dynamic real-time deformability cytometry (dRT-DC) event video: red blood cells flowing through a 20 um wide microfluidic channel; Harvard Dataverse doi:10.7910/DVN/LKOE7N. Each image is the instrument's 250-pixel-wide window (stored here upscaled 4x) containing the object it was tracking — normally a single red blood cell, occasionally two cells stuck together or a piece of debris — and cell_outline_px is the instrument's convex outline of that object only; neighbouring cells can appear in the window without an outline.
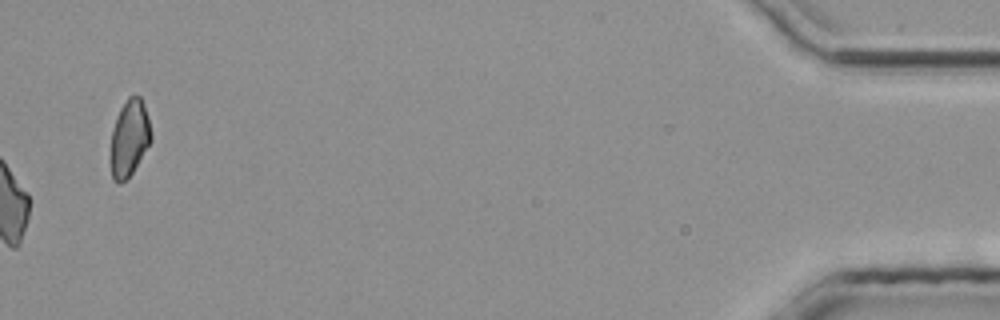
{"species": "common noctule bat (a hibernating species)", "species_latin": "Nyctalus noctula", "temperature_condition": "room temperature", "stored_images_in_passage": 27, "camera_frame_rate_fps": 3000, "um_per_image_px": 0.085, "animal": {"sex": "male", "body_mass_g": 20.4}, "frame": {"image": 1, "passage_image": 27, "time_ms": 8.667, "image_size_px": [1000, 320], "cell_outline_px": [[152, 140], [132, 172], [120, 184], [116, 184], [112, 180], [112, 128], [116, 116], [120, 108], [128, 96], [136, 92], [140, 96], [144, 104], [148, 116], [152, 136]], "centroid_in_image_um": [11.01, 11.67], "position_along_channel_um": 424.2, "area_um2": 18.03}}